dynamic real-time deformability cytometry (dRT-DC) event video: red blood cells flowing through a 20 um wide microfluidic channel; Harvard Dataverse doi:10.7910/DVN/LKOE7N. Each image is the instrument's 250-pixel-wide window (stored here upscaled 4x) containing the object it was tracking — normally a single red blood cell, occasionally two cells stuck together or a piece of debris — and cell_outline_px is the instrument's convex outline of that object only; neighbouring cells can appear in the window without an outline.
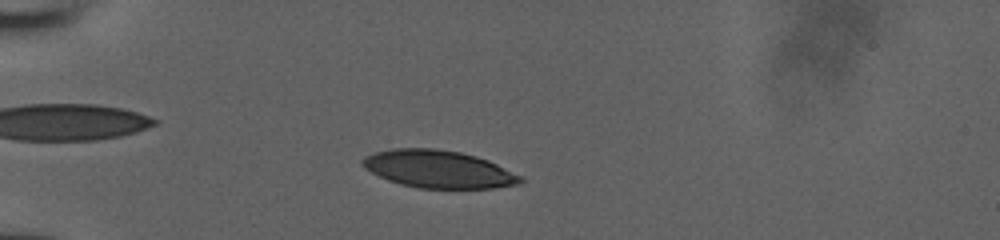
{"species": "human", "species_latin": "Homo sapiens", "temperature_condition": "room temperature", "stored_images_in_passage": 45, "camera_frame_rate_fps": 3000, "um_per_image_px": 0.085, "donor": {"sex": "male"}, "frame": {"image": 1, "passage_image": 9, "time_ms": 2.667, "image_size_px": [1000, 240], "cell_outline_px": [[524, 180], [516, 184], [492, 188], [420, 188], [400, 184], [388, 180], [364, 168], [360, 164], [360, 160], [364, 156], [376, 152], [392, 148], [432, 148], [460, 152], [476, 156], [488, 160], [520, 176]], "centroid_in_image_um": [37.21, 14.37], "position_along_channel_um": 47.8, "area_um2": 34.33}}
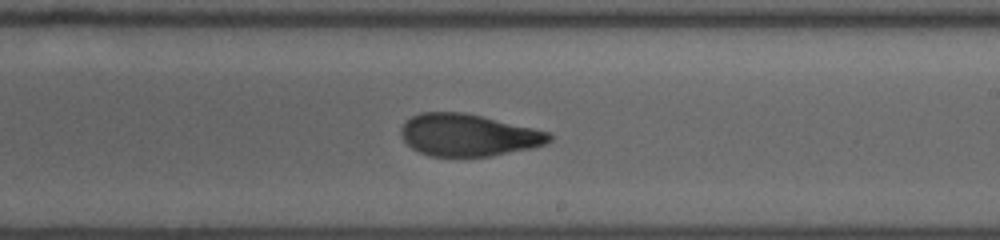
{"frame": {"image": 2, "passage_image": 26, "time_ms": 8.333, "image_size_px": [1000, 240], "cell_outline_px": [[552, 140], [544, 144], [532, 148], [492, 156], [428, 156], [412, 148], [400, 136], [400, 128], [412, 116], [420, 112], [464, 112], [552, 132]], "centroid_in_image_um": [39.82, 11.48], "position_along_channel_um": 249.2, "area_um2": 36.47}}
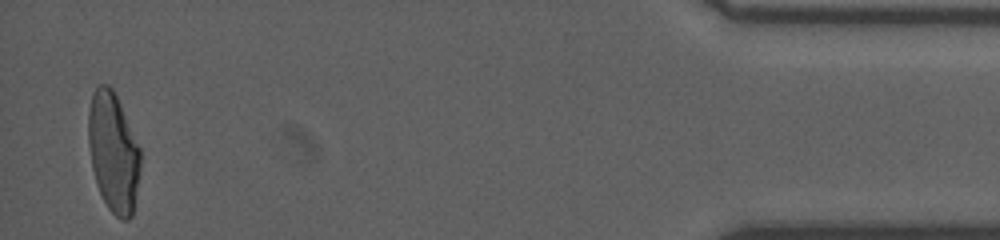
{"frame": {"image": 3, "passage_image": 44, "time_ms": 14.333, "image_size_px": [1000, 240], "cell_outline_px": [[140, 168], [132, 216], [128, 220], [120, 220], [108, 208], [100, 192], [92, 168], [88, 144], [88, 112], [92, 92], [96, 84], [108, 84], [112, 88], [120, 104], [140, 148]], "centroid_in_image_um": [9.61, 12.91], "position_along_channel_um": 425.6, "area_um2": 36.13}}